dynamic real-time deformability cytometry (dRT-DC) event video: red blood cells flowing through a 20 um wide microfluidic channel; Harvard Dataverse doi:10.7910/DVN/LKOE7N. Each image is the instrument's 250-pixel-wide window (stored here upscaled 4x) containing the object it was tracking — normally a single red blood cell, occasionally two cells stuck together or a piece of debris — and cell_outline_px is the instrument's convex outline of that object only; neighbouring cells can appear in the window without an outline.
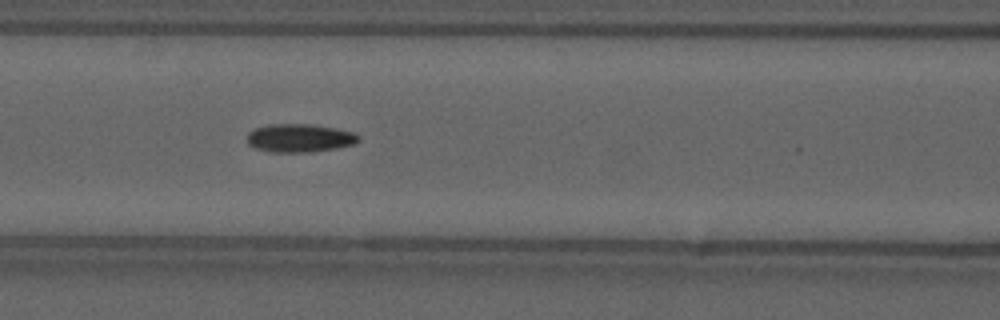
{"species": "common noctule bat (a hibernating species)", "species_latin": "Nyctalus noctula", "temperature_condition": "cold", "stored_images_in_passage": 34, "camera_frame_rate_fps": 3000, "um_per_image_px": 0.085, "animal": {"sex": "male", "forearm_length_mm": 52.5}, "frame": {"image": 1, "passage_image": 24, "time_ms": 7.667, "image_size_px": [1000, 320], "cell_outline_px": [[360, 140], [352, 144], [336, 148], [308, 152], [272, 152], [252, 148], [248, 144], [248, 132], [256, 128], [268, 124], [312, 124], [336, 128], [356, 132], [360, 136]], "centroid_in_image_um": [25.47, 11.73], "position_along_channel_um": 141.1, "area_um2": 18.5}}